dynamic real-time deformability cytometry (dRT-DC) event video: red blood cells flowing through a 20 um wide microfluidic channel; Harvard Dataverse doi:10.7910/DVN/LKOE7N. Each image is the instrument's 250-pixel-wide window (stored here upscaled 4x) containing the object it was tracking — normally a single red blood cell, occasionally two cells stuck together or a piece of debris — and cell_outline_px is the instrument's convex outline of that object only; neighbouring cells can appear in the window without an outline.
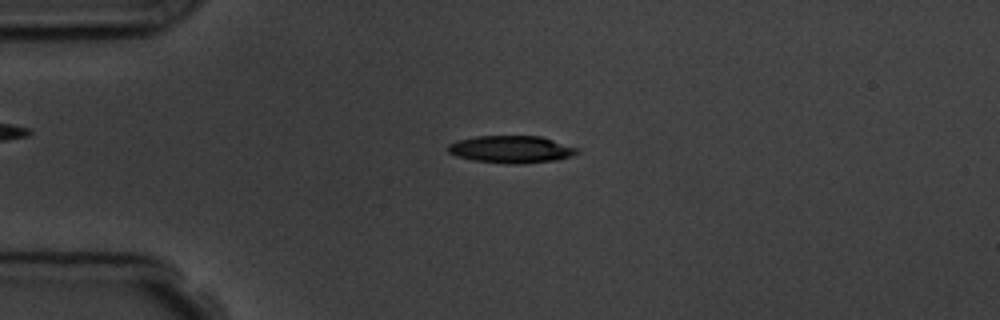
{"species": "common noctule bat (a hibernating species)", "species_latin": "Nyctalus noctula", "temperature_condition": "room temperature", "stored_images_in_passage": 6, "camera_frame_rate_fps": 3000, "um_per_image_px": 0.085, "animal": {"sex": "male", "body_mass_g": 19.5, "forearm_length_mm": 54.6}, "frame": {"image": 1, "passage_image": 3, "time_ms": 2.0, "image_size_px": [1000, 320], "cell_outline_px": [[580, 152], [572, 156], [556, 160], [516, 164], [512, 164], [472, 160], [456, 156], [448, 152], [448, 144], [460, 140], [476, 136], [540, 136], [576, 148]], "centroid_in_image_um": [43.43, 12.7], "position_along_channel_um": 41.6, "area_um2": 20.29}}